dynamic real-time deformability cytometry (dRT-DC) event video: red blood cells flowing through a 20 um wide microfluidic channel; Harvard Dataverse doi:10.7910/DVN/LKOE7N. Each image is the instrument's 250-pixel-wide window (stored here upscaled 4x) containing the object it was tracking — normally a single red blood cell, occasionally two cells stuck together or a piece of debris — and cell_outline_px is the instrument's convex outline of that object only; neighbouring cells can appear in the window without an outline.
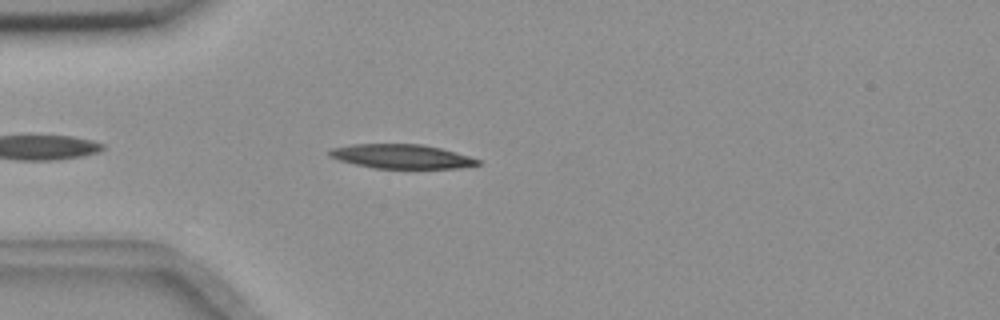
{"species": "common noctule bat (a hibernating species)", "species_latin": "Nyctalus noctula", "temperature_condition": "room temperature", "stored_images_in_passage": 7, "camera_frame_rate_fps": 3000, "um_per_image_px": 0.085, "animal": {"sex": "female", "body_mass_g": 18.4}, "frame": {"image": 1, "passage_image": 2, "time_ms": 0.333, "image_size_px": [1000, 320], "cell_outline_px": [[480, 164], [460, 168], [372, 168], [340, 160], [328, 156], [328, 152], [332, 148], [352, 144], [420, 144], [440, 148], [456, 152], [480, 160]], "centroid_in_image_um": [34.12, 13.29], "position_along_channel_um": 50.9, "area_um2": 20.75}}
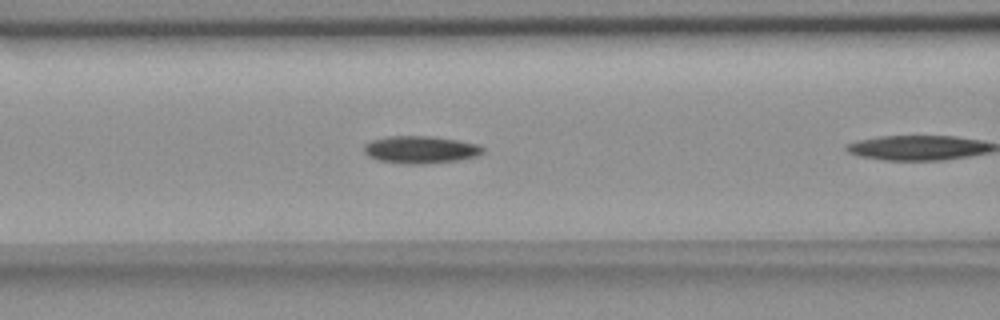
{"frame": {"image": 2, "passage_image": 6, "time_ms": 1.667, "image_size_px": [1000, 320], "cell_outline_px": [[484, 152], [476, 156], [456, 160], [420, 164], [408, 164], [376, 160], [368, 156], [364, 152], [364, 144], [372, 140], [388, 136], [432, 136], [480, 144], [484, 148]], "centroid_in_image_um": [35.73, 12.71], "position_along_channel_um": 130.9, "area_um2": 18.96}}